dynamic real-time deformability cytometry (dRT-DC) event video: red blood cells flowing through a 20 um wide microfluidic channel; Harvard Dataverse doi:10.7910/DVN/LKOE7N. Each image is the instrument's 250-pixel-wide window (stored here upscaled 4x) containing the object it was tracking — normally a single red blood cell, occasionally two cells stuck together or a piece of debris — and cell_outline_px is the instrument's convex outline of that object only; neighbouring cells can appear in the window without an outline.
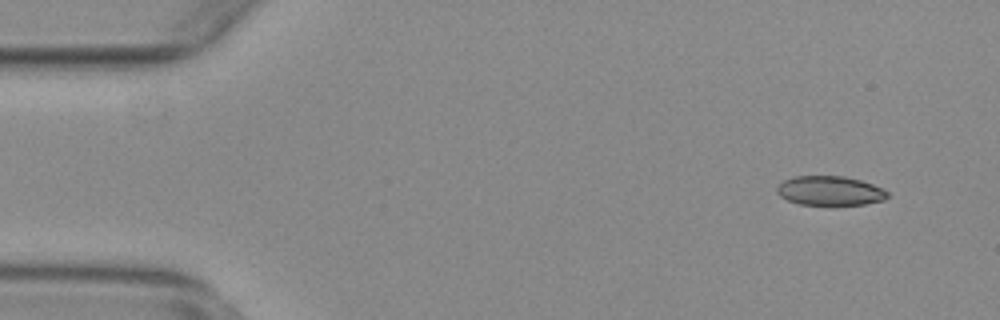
{"species": "common noctule bat (a hibernating species)", "species_latin": "Nyctalus noctula", "temperature_condition": "warm", "stored_images_in_passage": 53, "camera_frame_rate_fps": 3000, "um_per_image_px": 0.085, "animal": {"sex": "female", "body_mass_g": 29.2, "forearm_length_mm": 56.3}, "frame": {"image": 1, "passage_image": 3, "time_ms": 0.667, "image_size_px": [1000, 320], "cell_outline_px": [[888, 196], [884, 200], [864, 204], [832, 208], [800, 204], [788, 200], [780, 196], [776, 192], [776, 188], [784, 180], [796, 176], [844, 176], [860, 180], [872, 184], [888, 192]], "centroid_in_image_um": [70.54, 16.26], "position_along_channel_um": 14.5, "area_um2": 19.54}}
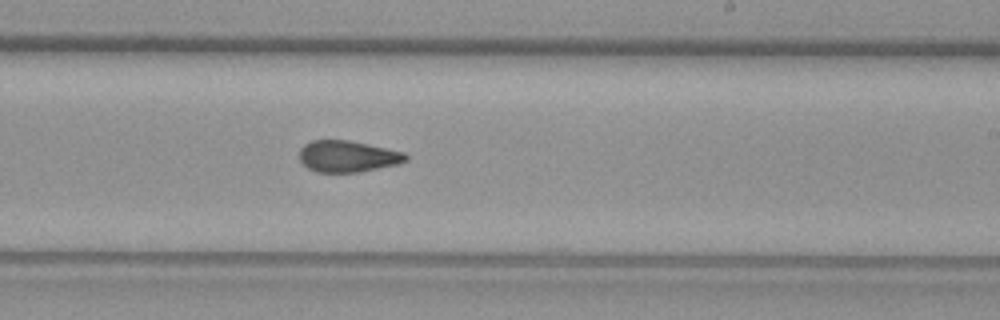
{"frame": {"image": 2, "passage_image": 31, "time_ms": 10.0, "image_size_px": [1000, 320], "cell_outline_px": [[408, 160], [396, 164], [356, 172], [316, 172], [308, 168], [300, 160], [300, 148], [304, 144], [312, 140], [348, 140], [368, 144], [404, 152], [408, 156]], "centroid_in_image_um": [29.53, 13.28], "position_along_channel_um": 259.5, "area_um2": 19.31}}
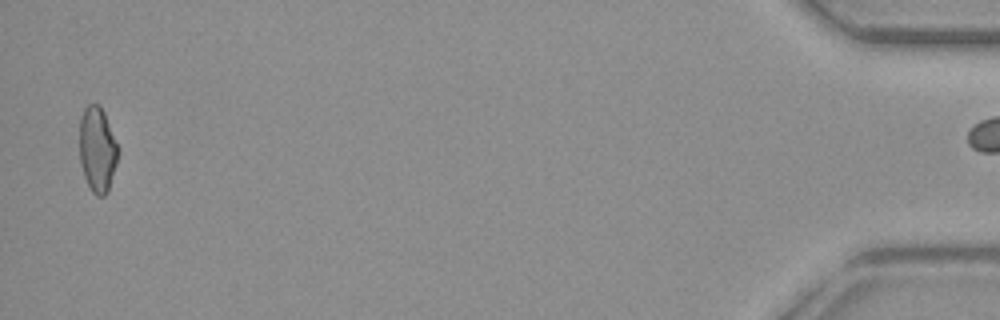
{"frame": {"image": 3, "passage_image": 52, "time_ms": 17.0, "image_size_px": [1000, 320], "cell_outline_px": [[120, 152], [108, 192], [104, 196], [96, 196], [92, 192], [84, 176], [80, 164], [80, 116], [84, 108], [88, 104], [100, 104], [104, 112]], "centroid_in_image_um": [8.28, 12.71], "position_along_channel_um": 426.9, "area_um2": 19.31}, "authors_computed_cell_mechanics": {"area_um2": 19.941, "velocity_mm_per_s": 3.7986, "shape_relaxation_time_tau1_ms": null, "shape_relaxation_time_tau2_ms": 2.2379, "deformation_change_tau1": null, "deformation_change_tau2": 0.0893}}